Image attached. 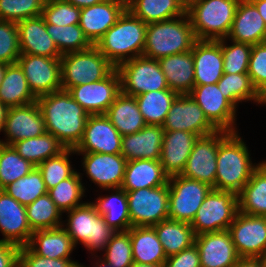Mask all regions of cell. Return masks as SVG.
<instances>
[{
	"instance_id": "e7e4bbea",
	"label": "cell",
	"mask_w": 266,
	"mask_h": 267,
	"mask_svg": "<svg viewBox=\"0 0 266 267\" xmlns=\"http://www.w3.org/2000/svg\"><path fill=\"white\" fill-rule=\"evenodd\" d=\"M266 103V87L259 92L258 104Z\"/></svg>"
},
{
	"instance_id": "d6a6232c",
	"label": "cell",
	"mask_w": 266,
	"mask_h": 267,
	"mask_svg": "<svg viewBox=\"0 0 266 267\" xmlns=\"http://www.w3.org/2000/svg\"><path fill=\"white\" fill-rule=\"evenodd\" d=\"M105 115L122 136L136 133L147 125L135 97L122 92L115 98Z\"/></svg>"
},
{
	"instance_id": "6125c7cd",
	"label": "cell",
	"mask_w": 266,
	"mask_h": 267,
	"mask_svg": "<svg viewBox=\"0 0 266 267\" xmlns=\"http://www.w3.org/2000/svg\"><path fill=\"white\" fill-rule=\"evenodd\" d=\"M7 109L8 108L0 102V132L4 129L5 126V117Z\"/></svg>"
},
{
	"instance_id": "03108f58",
	"label": "cell",
	"mask_w": 266,
	"mask_h": 267,
	"mask_svg": "<svg viewBox=\"0 0 266 267\" xmlns=\"http://www.w3.org/2000/svg\"><path fill=\"white\" fill-rule=\"evenodd\" d=\"M130 267H164V265H149V264H141V263L133 262Z\"/></svg>"
},
{
	"instance_id": "9f6ffc18",
	"label": "cell",
	"mask_w": 266,
	"mask_h": 267,
	"mask_svg": "<svg viewBox=\"0 0 266 267\" xmlns=\"http://www.w3.org/2000/svg\"><path fill=\"white\" fill-rule=\"evenodd\" d=\"M164 267H201L197 246L193 244L185 250L167 257Z\"/></svg>"
},
{
	"instance_id": "603a6c76",
	"label": "cell",
	"mask_w": 266,
	"mask_h": 267,
	"mask_svg": "<svg viewBox=\"0 0 266 267\" xmlns=\"http://www.w3.org/2000/svg\"><path fill=\"white\" fill-rule=\"evenodd\" d=\"M0 231L4 238L1 241L18 246L29 243L33 231L28 220L26 206L0 189Z\"/></svg>"
},
{
	"instance_id": "30bf717a",
	"label": "cell",
	"mask_w": 266,
	"mask_h": 267,
	"mask_svg": "<svg viewBox=\"0 0 266 267\" xmlns=\"http://www.w3.org/2000/svg\"><path fill=\"white\" fill-rule=\"evenodd\" d=\"M169 219L191 223L206 196L213 189L210 185L185 178L169 177Z\"/></svg>"
},
{
	"instance_id": "a7ac6f4b",
	"label": "cell",
	"mask_w": 266,
	"mask_h": 267,
	"mask_svg": "<svg viewBox=\"0 0 266 267\" xmlns=\"http://www.w3.org/2000/svg\"><path fill=\"white\" fill-rule=\"evenodd\" d=\"M96 264L97 265L95 267H112L110 264L101 259L99 262H96Z\"/></svg>"
},
{
	"instance_id": "5bb4252c",
	"label": "cell",
	"mask_w": 266,
	"mask_h": 267,
	"mask_svg": "<svg viewBox=\"0 0 266 267\" xmlns=\"http://www.w3.org/2000/svg\"><path fill=\"white\" fill-rule=\"evenodd\" d=\"M17 63L36 98L62 89L60 58L20 54Z\"/></svg>"
},
{
	"instance_id": "cb8c5ba5",
	"label": "cell",
	"mask_w": 266,
	"mask_h": 267,
	"mask_svg": "<svg viewBox=\"0 0 266 267\" xmlns=\"http://www.w3.org/2000/svg\"><path fill=\"white\" fill-rule=\"evenodd\" d=\"M191 50L195 86L217 84L224 73L221 40H197Z\"/></svg>"
},
{
	"instance_id": "74e56055",
	"label": "cell",
	"mask_w": 266,
	"mask_h": 267,
	"mask_svg": "<svg viewBox=\"0 0 266 267\" xmlns=\"http://www.w3.org/2000/svg\"><path fill=\"white\" fill-rule=\"evenodd\" d=\"M11 146L21 157L35 167L66 149L58 138L49 132H45L39 137L19 140Z\"/></svg>"
},
{
	"instance_id": "277c9868",
	"label": "cell",
	"mask_w": 266,
	"mask_h": 267,
	"mask_svg": "<svg viewBox=\"0 0 266 267\" xmlns=\"http://www.w3.org/2000/svg\"><path fill=\"white\" fill-rule=\"evenodd\" d=\"M178 18L147 24L143 56L159 60L193 48L197 39L187 12Z\"/></svg>"
},
{
	"instance_id": "e0dca14e",
	"label": "cell",
	"mask_w": 266,
	"mask_h": 267,
	"mask_svg": "<svg viewBox=\"0 0 266 267\" xmlns=\"http://www.w3.org/2000/svg\"><path fill=\"white\" fill-rule=\"evenodd\" d=\"M122 135L105 114L89 115L82 139L74 148L79 153L121 154Z\"/></svg>"
},
{
	"instance_id": "ab89813d",
	"label": "cell",
	"mask_w": 266,
	"mask_h": 267,
	"mask_svg": "<svg viewBox=\"0 0 266 267\" xmlns=\"http://www.w3.org/2000/svg\"><path fill=\"white\" fill-rule=\"evenodd\" d=\"M178 95L175 91L165 89L139 94L135 99L146 124L162 126Z\"/></svg>"
},
{
	"instance_id": "4dcf8cb0",
	"label": "cell",
	"mask_w": 266,
	"mask_h": 267,
	"mask_svg": "<svg viewBox=\"0 0 266 267\" xmlns=\"http://www.w3.org/2000/svg\"><path fill=\"white\" fill-rule=\"evenodd\" d=\"M27 246L35 254L52 259H70L76 247L62 226L34 231Z\"/></svg>"
},
{
	"instance_id": "c3c4849f",
	"label": "cell",
	"mask_w": 266,
	"mask_h": 267,
	"mask_svg": "<svg viewBox=\"0 0 266 267\" xmlns=\"http://www.w3.org/2000/svg\"><path fill=\"white\" fill-rule=\"evenodd\" d=\"M225 40L226 38L221 39L224 73L248 74V64L252 45L232 41L233 44L231 46H226Z\"/></svg>"
},
{
	"instance_id": "8992f818",
	"label": "cell",
	"mask_w": 266,
	"mask_h": 267,
	"mask_svg": "<svg viewBox=\"0 0 266 267\" xmlns=\"http://www.w3.org/2000/svg\"><path fill=\"white\" fill-rule=\"evenodd\" d=\"M61 86L68 91L71 87L100 81L115 67L95 45L82 51L61 56Z\"/></svg>"
},
{
	"instance_id": "836d02e7",
	"label": "cell",
	"mask_w": 266,
	"mask_h": 267,
	"mask_svg": "<svg viewBox=\"0 0 266 267\" xmlns=\"http://www.w3.org/2000/svg\"><path fill=\"white\" fill-rule=\"evenodd\" d=\"M238 211L266 217V162L258 164L249 181L238 194Z\"/></svg>"
},
{
	"instance_id": "680465c9",
	"label": "cell",
	"mask_w": 266,
	"mask_h": 267,
	"mask_svg": "<svg viewBox=\"0 0 266 267\" xmlns=\"http://www.w3.org/2000/svg\"><path fill=\"white\" fill-rule=\"evenodd\" d=\"M233 267H263L260 258L240 257Z\"/></svg>"
},
{
	"instance_id": "89a4df30",
	"label": "cell",
	"mask_w": 266,
	"mask_h": 267,
	"mask_svg": "<svg viewBox=\"0 0 266 267\" xmlns=\"http://www.w3.org/2000/svg\"><path fill=\"white\" fill-rule=\"evenodd\" d=\"M260 259H261V262L263 264V267H266V254L263 255Z\"/></svg>"
},
{
	"instance_id": "681fc988",
	"label": "cell",
	"mask_w": 266,
	"mask_h": 267,
	"mask_svg": "<svg viewBox=\"0 0 266 267\" xmlns=\"http://www.w3.org/2000/svg\"><path fill=\"white\" fill-rule=\"evenodd\" d=\"M42 0H0V20L19 22L42 15Z\"/></svg>"
},
{
	"instance_id": "b9f144b4",
	"label": "cell",
	"mask_w": 266,
	"mask_h": 267,
	"mask_svg": "<svg viewBox=\"0 0 266 267\" xmlns=\"http://www.w3.org/2000/svg\"><path fill=\"white\" fill-rule=\"evenodd\" d=\"M2 190L24 206L48 193L42 174L37 167H34L28 175L8 184Z\"/></svg>"
},
{
	"instance_id": "1f68e13d",
	"label": "cell",
	"mask_w": 266,
	"mask_h": 267,
	"mask_svg": "<svg viewBox=\"0 0 266 267\" xmlns=\"http://www.w3.org/2000/svg\"><path fill=\"white\" fill-rule=\"evenodd\" d=\"M128 232L134 262L149 265L165 264L167 256L153 227H131Z\"/></svg>"
},
{
	"instance_id": "d590c367",
	"label": "cell",
	"mask_w": 266,
	"mask_h": 267,
	"mask_svg": "<svg viewBox=\"0 0 266 267\" xmlns=\"http://www.w3.org/2000/svg\"><path fill=\"white\" fill-rule=\"evenodd\" d=\"M152 227L155 229L167 257L195 244L196 235L190 223L168 218Z\"/></svg>"
},
{
	"instance_id": "ba28073f",
	"label": "cell",
	"mask_w": 266,
	"mask_h": 267,
	"mask_svg": "<svg viewBox=\"0 0 266 267\" xmlns=\"http://www.w3.org/2000/svg\"><path fill=\"white\" fill-rule=\"evenodd\" d=\"M121 92L135 97L149 91L169 89L158 60L138 56L116 67Z\"/></svg>"
},
{
	"instance_id": "4fadbf2b",
	"label": "cell",
	"mask_w": 266,
	"mask_h": 267,
	"mask_svg": "<svg viewBox=\"0 0 266 267\" xmlns=\"http://www.w3.org/2000/svg\"><path fill=\"white\" fill-rule=\"evenodd\" d=\"M239 257L261 258L266 254V217L237 212L228 228Z\"/></svg>"
},
{
	"instance_id": "db71d44e",
	"label": "cell",
	"mask_w": 266,
	"mask_h": 267,
	"mask_svg": "<svg viewBox=\"0 0 266 267\" xmlns=\"http://www.w3.org/2000/svg\"><path fill=\"white\" fill-rule=\"evenodd\" d=\"M248 75L258 92L266 87V42L252 45Z\"/></svg>"
},
{
	"instance_id": "4316f807",
	"label": "cell",
	"mask_w": 266,
	"mask_h": 267,
	"mask_svg": "<svg viewBox=\"0 0 266 267\" xmlns=\"http://www.w3.org/2000/svg\"><path fill=\"white\" fill-rule=\"evenodd\" d=\"M227 38L251 45L266 42V25L250 0L239 1Z\"/></svg>"
},
{
	"instance_id": "d6986e66",
	"label": "cell",
	"mask_w": 266,
	"mask_h": 267,
	"mask_svg": "<svg viewBox=\"0 0 266 267\" xmlns=\"http://www.w3.org/2000/svg\"><path fill=\"white\" fill-rule=\"evenodd\" d=\"M3 131L8 139L0 143L9 146L19 140L39 137L45 133V122L37 101L24 106L9 107Z\"/></svg>"
},
{
	"instance_id": "7402d4cb",
	"label": "cell",
	"mask_w": 266,
	"mask_h": 267,
	"mask_svg": "<svg viewBox=\"0 0 266 267\" xmlns=\"http://www.w3.org/2000/svg\"><path fill=\"white\" fill-rule=\"evenodd\" d=\"M195 245L201 267H233L240 258L228 230L199 234Z\"/></svg>"
},
{
	"instance_id": "7a4b0ae2",
	"label": "cell",
	"mask_w": 266,
	"mask_h": 267,
	"mask_svg": "<svg viewBox=\"0 0 266 267\" xmlns=\"http://www.w3.org/2000/svg\"><path fill=\"white\" fill-rule=\"evenodd\" d=\"M236 132H229L218 145L215 190L238 195L258 165H253L246 144Z\"/></svg>"
},
{
	"instance_id": "816d5d0a",
	"label": "cell",
	"mask_w": 266,
	"mask_h": 267,
	"mask_svg": "<svg viewBox=\"0 0 266 267\" xmlns=\"http://www.w3.org/2000/svg\"><path fill=\"white\" fill-rule=\"evenodd\" d=\"M105 252L104 261L112 267H130L134 262L130 233L117 232L107 244Z\"/></svg>"
},
{
	"instance_id": "5b68a950",
	"label": "cell",
	"mask_w": 266,
	"mask_h": 267,
	"mask_svg": "<svg viewBox=\"0 0 266 267\" xmlns=\"http://www.w3.org/2000/svg\"><path fill=\"white\" fill-rule=\"evenodd\" d=\"M239 1L201 0L187 10L196 39H227Z\"/></svg>"
},
{
	"instance_id": "83f0119b",
	"label": "cell",
	"mask_w": 266,
	"mask_h": 267,
	"mask_svg": "<svg viewBox=\"0 0 266 267\" xmlns=\"http://www.w3.org/2000/svg\"><path fill=\"white\" fill-rule=\"evenodd\" d=\"M164 138L161 125H146L140 131L122 136L121 154L127 160H160Z\"/></svg>"
},
{
	"instance_id": "3957f363",
	"label": "cell",
	"mask_w": 266,
	"mask_h": 267,
	"mask_svg": "<svg viewBox=\"0 0 266 267\" xmlns=\"http://www.w3.org/2000/svg\"><path fill=\"white\" fill-rule=\"evenodd\" d=\"M146 29L147 24L126 9L95 46L116 68L143 55Z\"/></svg>"
},
{
	"instance_id": "2644e50d",
	"label": "cell",
	"mask_w": 266,
	"mask_h": 267,
	"mask_svg": "<svg viewBox=\"0 0 266 267\" xmlns=\"http://www.w3.org/2000/svg\"><path fill=\"white\" fill-rule=\"evenodd\" d=\"M44 3L51 2V1H56V0H42Z\"/></svg>"
},
{
	"instance_id": "91938a15",
	"label": "cell",
	"mask_w": 266,
	"mask_h": 267,
	"mask_svg": "<svg viewBox=\"0 0 266 267\" xmlns=\"http://www.w3.org/2000/svg\"><path fill=\"white\" fill-rule=\"evenodd\" d=\"M65 2L71 3L78 8H84L92 5L99 4L104 0H64Z\"/></svg>"
},
{
	"instance_id": "003e7915",
	"label": "cell",
	"mask_w": 266,
	"mask_h": 267,
	"mask_svg": "<svg viewBox=\"0 0 266 267\" xmlns=\"http://www.w3.org/2000/svg\"><path fill=\"white\" fill-rule=\"evenodd\" d=\"M6 65L7 64L0 63V85H1V82L3 80V76H4V73H5Z\"/></svg>"
},
{
	"instance_id": "be15d7a7",
	"label": "cell",
	"mask_w": 266,
	"mask_h": 267,
	"mask_svg": "<svg viewBox=\"0 0 266 267\" xmlns=\"http://www.w3.org/2000/svg\"><path fill=\"white\" fill-rule=\"evenodd\" d=\"M201 0H179L180 5L185 9L189 10L194 4L199 3Z\"/></svg>"
},
{
	"instance_id": "7dc6e473",
	"label": "cell",
	"mask_w": 266,
	"mask_h": 267,
	"mask_svg": "<svg viewBox=\"0 0 266 267\" xmlns=\"http://www.w3.org/2000/svg\"><path fill=\"white\" fill-rule=\"evenodd\" d=\"M72 153H76L74 149L66 148L57 156L48 158L37 166L47 190L55 187L60 181L71 177L76 172L70 165L69 156Z\"/></svg>"
},
{
	"instance_id": "7bdbcfd3",
	"label": "cell",
	"mask_w": 266,
	"mask_h": 267,
	"mask_svg": "<svg viewBox=\"0 0 266 267\" xmlns=\"http://www.w3.org/2000/svg\"><path fill=\"white\" fill-rule=\"evenodd\" d=\"M45 25L47 33L51 36L61 55L86 50L93 45L84 35L79 24L68 26Z\"/></svg>"
},
{
	"instance_id": "2e32d148",
	"label": "cell",
	"mask_w": 266,
	"mask_h": 267,
	"mask_svg": "<svg viewBox=\"0 0 266 267\" xmlns=\"http://www.w3.org/2000/svg\"><path fill=\"white\" fill-rule=\"evenodd\" d=\"M162 126L164 131H187L199 137L218 130L189 94H180L175 98Z\"/></svg>"
},
{
	"instance_id": "ac0fdd59",
	"label": "cell",
	"mask_w": 266,
	"mask_h": 267,
	"mask_svg": "<svg viewBox=\"0 0 266 267\" xmlns=\"http://www.w3.org/2000/svg\"><path fill=\"white\" fill-rule=\"evenodd\" d=\"M223 94L217 84L197 85L189 93L218 130L235 132L236 108Z\"/></svg>"
},
{
	"instance_id": "ffe728a7",
	"label": "cell",
	"mask_w": 266,
	"mask_h": 267,
	"mask_svg": "<svg viewBox=\"0 0 266 267\" xmlns=\"http://www.w3.org/2000/svg\"><path fill=\"white\" fill-rule=\"evenodd\" d=\"M127 9V0H104L81 8L79 26L88 40L95 45L117 22Z\"/></svg>"
},
{
	"instance_id": "ee69618b",
	"label": "cell",
	"mask_w": 266,
	"mask_h": 267,
	"mask_svg": "<svg viewBox=\"0 0 266 267\" xmlns=\"http://www.w3.org/2000/svg\"><path fill=\"white\" fill-rule=\"evenodd\" d=\"M224 97L236 108L239 102L253 100L258 103L259 92L248 74H225L217 82Z\"/></svg>"
},
{
	"instance_id": "60d3db41",
	"label": "cell",
	"mask_w": 266,
	"mask_h": 267,
	"mask_svg": "<svg viewBox=\"0 0 266 267\" xmlns=\"http://www.w3.org/2000/svg\"><path fill=\"white\" fill-rule=\"evenodd\" d=\"M27 220L31 230H45L63 226L60 221L61 211L46 193L26 206Z\"/></svg>"
},
{
	"instance_id": "bcb514c9",
	"label": "cell",
	"mask_w": 266,
	"mask_h": 267,
	"mask_svg": "<svg viewBox=\"0 0 266 267\" xmlns=\"http://www.w3.org/2000/svg\"><path fill=\"white\" fill-rule=\"evenodd\" d=\"M35 166L21 157L12 146L0 143V189L28 175Z\"/></svg>"
},
{
	"instance_id": "7c38bea8",
	"label": "cell",
	"mask_w": 266,
	"mask_h": 267,
	"mask_svg": "<svg viewBox=\"0 0 266 267\" xmlns=\"http://www.w3.org/2000/svg\"><path fill=\"white\" fill-rule=\"evenodd\" d=\"M228 133L225 130H217L212 134L200 136L194 144L181 175L204 182L215 189L218 145Z\"/></svg>"
},
{
	"instance_id": "52a82bcc",
	"label": "cell",
	"mask_w": 266,
	"mask_h": 267,
	"mask_svg": "<svg viewBox=\"0 0 266 267\" xmlns=\"http://www.w3.org/2000/svg\"><path fill=\"white\" fill-rule=\"evenodd\" d=\"M69 219L64 228L73 240L74 245L79 242L88 250H103L111 238L117 233L108 226L101 214L92 203H84L67 211Z\"/></svg>"
},
{
	"instance_id": "f1b7e54d",
	"label": "cell",
	"mask_w": 266,
	"mask_h": 267,
	"mask_svg": "<svg viewBox=\"0 0 266 267\" xmlns=\"http://www.w3.org/2000/svg\"><path fill=\"white\" fill-rule=\"evenodd\" d=\"M168 180L169 176L164 172L160 160L135 159L127 161L121 188L126 192L155 188L166 185Z\"/></svg>"
},
{
	"instance_id": "6da1fadb",
	"label": "cell",
	"mask_w": 266,
	"mask_h": 267,
	"mask_svg": "<svg viewBox=\"0 0 266 267\" xmlns=\"http://www.w3.org/2000/svg\"><path fill=\"white\" fill-rule=\"evenodd\" d=\"M46 132L65 146L74 149L82 139L89 117L84 108L66 90H59L37 98Z\"/></svg>"
},
{
	"instance_id": "f907efd6",
	"label": "cell",
	"mask_w": 266,
	"mask_h": 267,
	"mask_svg": "<svg viewBox=\"0 0 266 267\" xmlns=\"http://www.w3.org/2000/svg\"><path fill=\"white\" fill-rule=\"evenodd\" d=\"M81 8H78L64 0H56L44 3L42 17L45 24L56 26L76 25L80 22Z\"/></svg>"
},
{
	"instance_id": "9c48e42d",
	"label": "cell",
	"mask_w": 266,
	"mask_h": 267,
	"mask_svg": "<svg viewBox=\"0 0 266 267\" xmlns=\"http://www.w3.org/2000/svg\"><path fill=\"white\" fill-rule=\"evenodd\" d=\"M238 212V195L212 189L190 223L195 235L228 230Z\"/></svg>"
},
{
	"instance_id": "8d00e7d4",
	"label": "cell",
	"mask_w": 266,
	"mask_h": 267,
	"mask_svg": "<svg viewBox=\"0 0 266 267\" xmlns=\"http://www.w3.org/2000/svg\"><path fill=\"white\" fill-rule=\"evenodd\" d=\"M127 9L146 24L170 20L186 13L179 0H127Z\"/></svg>"
},
{
	"instance_id": "94428289",
	"label": "cell",
	"mask_w": 266,
	"mask_h": 267,
	"mask_svg": "<svg viewBox=\"0 0 266 267\" xmlns=\"http://www.w3.org/2000/svg\"><path fill=\"white\" fill-rule=\"evenodd\" d=\"M257 8L266 25V0H250Z\"/></svg>"
},
{
	"instance_id": "f546056e",
	"label": "cell",
	"mask_w": 266,
	"mask_h": 267,
	"mask_svg": "<svg viewBox=\"0 0 266 267\" xmlns=\"http://www.w3.org/2000/svg\"><path fill=\"white\" fill-rule=\"evenodd\" d=\"M170 90L189 94L195 86L192 50L158 60Z\"/></svg>"
},
{
	"instance_id": "9a60e30c",
	"label": "cell",
	"mask_w": 266,
	"mask_h": 267,
	"mask_svg": "<svg viewBox=\"0 0 266 267\" xmlns=\"http://www.w3.org/2000/svg\"><path fill=\"white\" fill-rule=\"evenodd\" d=\"M68 92L89 115L105 114L121 93L119 73L115 68L106 78L71 87Z\"/></svg>"
},
{
	"instance_id": "6f0895ef",
	"label": "cell",
	"mask_w": 266,
	"mask_h": 267,
	"mask_svg": "<svg viewBox=\"0 0 266 267\" xmlns=\"http://www.w3.org/2000/svg\"><path fill=\"white\" fill-rule=\"evenodd\" d=\"M20 246L0 240V267H18Z\"/></svg>"
},
{
	"instance_id": "44dd1931",
	"label": "cell",
	"mask_w": 266,
	"mask_h": 267,
	"mask_svg": "<svg viewBox=\"0 0 266 267\" xmlns=\"http://www.w3.org/2000/svg\"><path fill=\"white\" fill-rule=\"evenodd\" d=\"M83 167L88 177L101 188H121L127 160L122 154L81 153Z\"/></svg>"
},
{
	"instance_id": "d4e9b609",
	"label": "cell",
	"mask_w": 266,
	"mask_h": 267,
	"mask_svg": "<svg viewBox=\"0 0 266 267\" xmlns=\"http://www.w3.org/2000/svg\"><path fill=\"white\" fill-rule=\"evenodd\" d=\"M21 54L61 58V54L47 33L43 17L37 16L17 22Z\"/></svg>"
},
{
	"instance_id": "e575fe53",
	"label": "cell",
	"mask_w": 266,
	"mask_h": 267,
	"mask_svg": "<svg viewBox=\"0 0 266 267\" xmlns=\"http://www.w3.org/2000/svg\"><path fill=\"white\" fill-rule=\"evenodd\" d=\"M37 101L18 63L8 64L0 85V102L7 108Z\"/></svg>"
},
{
	"instance_id": "f35d334b",
	"label": "cell",
	"mask_w": 266,
	"mask_h": 267,
	"mask_svg": "<svg viewBox=\"0 0 266 267\" xmlns=\"http://www.w3.org/2000/svg\"><path fill=\"white\" fill-rule=\"evenodd\" d=\"M115 194L99 197L93 203L106 224L117 232H125L131 228L127 194L122 188H115Z\"/></svg>"
},
{
	"instance_id": "f6af8a7d",
	"label": "cell",
	"mask_w": 266,
	"mask_h": 267,
	"mask_svg": "<svg viewBox=\"0 0 266 267\" xmlns=\"http://www.w3.org/2000/svg\"><path fill=\"white\" fill-rule=\"evenodd\" d=\"M81 180L80 174L76 171L71 177L60 181L55 187L48 190L50 198L61 212L66 211L67 213V211L84 204L80 202L85 192Z\"/></svg>"
},
{
	"instance_id": "f5cc1de1",
	"label": "cell",
	"mask_w": 266,
	"mask_h": 267,
	"mask_svg": "<svg viewBox=\"0 0 266 267\" xmlns=\"http://www.w3.org/2000/svg\"><path fill=\"white\" fill-rule=\"evenodd\" d=\"M20 54L17 23L0 20V63H17Z\"/></svg>"
},
{
	"instance_id": "11a10c76",
	"label": "cell",
	"mask_w": 266,
	"mask_h": 267,
	"mask_svg": "<svg viewBox=\"0 0 266 267\" xmlns=\"http://www.w3.org/2000/svg\"><path fill=\"white\" fill-rule=\"evenodd\" d=\"M18 267H80L71 259H52L35 254L27 245L21 246L18 255Z\"/></svg>"
},
{
	"instance_id": "8fae6325",
	"label": "cell",
	"mask_w": 266,
	"mask_h": 267,
	"mask_svg": "<svg viewBox=\"0 0 266 267\" xmlns=\"http://www.w3.org/2000/svg\"><path fill=\"white\" fill-rule=\"evenodd\" d=\"M131 227L154 226L168 219V183L155 188L127 191Z\"/></svg>"
},
{
	"instance_id": "484cf974",
	"label": "cell",
	"mask_w": 266,
	"mask_h": 267,
	"mask_svg": "<svg viewBox=\"0 0 266 267\" xmlns=\"http://www.w3.org/2000/svg\"><path fill=\"white\" fill-rule=\"evenodd\" d=\"M198 135L187 131H164L160 162L169 176L181 175Z\"/></svg>"
}]
</instances>
